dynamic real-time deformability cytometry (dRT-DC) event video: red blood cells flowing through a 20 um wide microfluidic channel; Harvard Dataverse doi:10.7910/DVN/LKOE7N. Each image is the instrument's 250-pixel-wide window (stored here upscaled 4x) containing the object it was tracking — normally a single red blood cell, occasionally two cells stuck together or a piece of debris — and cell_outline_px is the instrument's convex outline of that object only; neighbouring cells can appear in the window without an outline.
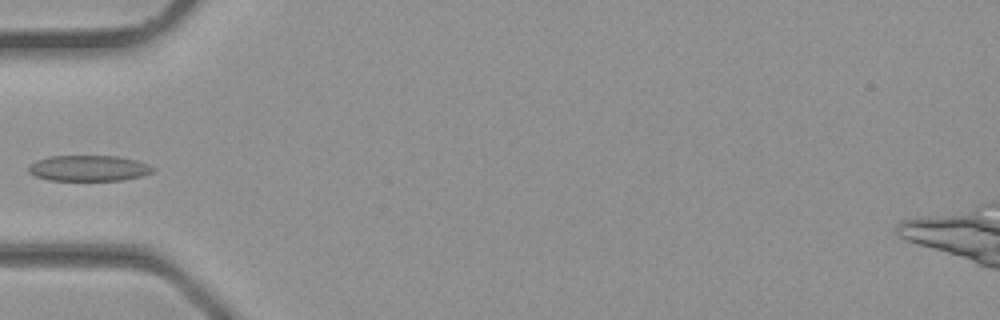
{"species": "common noctule bat (a hibernating species)", "species_latin": "Nyctalus noctula", "temperature_condition": "room temperature", "stored_images_in_passage": 4, "camera_frame_rate_fps": 3000, "um_per_image_px": 0.085, "animal": {"sex": "male", "body_mass_g": 23.1, "forearm_length_mm": 52.7}, "frame": {"image": 1, "passage_image": 4, "time_ms": 1.0, "image_size_px": [1000, 320], "cell_outline_px": [[156, 168], [152, 172], [140, 176], [120, 180], [48, 180], [36, 176], [28, 172], [28, 168], [36, 160], [48, 156], [116, 156], [136, 160], [148, 164]], "centroid_in_image_um": [7.53, 14.29], "position_along_channel_um": 77.5, "area_um2": 18.55}}